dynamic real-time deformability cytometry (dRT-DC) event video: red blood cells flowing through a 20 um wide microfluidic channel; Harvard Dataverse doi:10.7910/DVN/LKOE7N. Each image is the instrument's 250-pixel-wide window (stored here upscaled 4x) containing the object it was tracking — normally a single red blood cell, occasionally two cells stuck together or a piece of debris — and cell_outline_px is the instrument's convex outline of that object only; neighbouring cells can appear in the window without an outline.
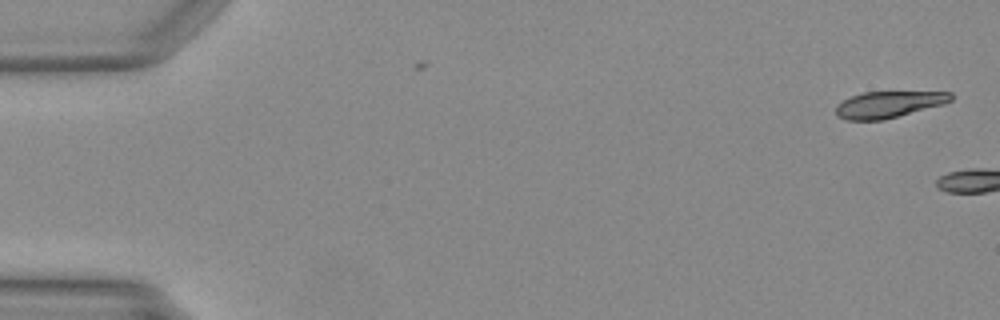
{"species": "Egyptian fruit bat (a non-hibernating species)", "species_latin": "Rousettus aegyptiacus", "temperature_condition": "warm", "stored_images_in_passage": 3, "camera_frame_rate_fps": 3000, "um_per_image_px": 0.085, "animal": {"sex": "female"}, "frame": {"image": 1, "passage_image": 1, "time_ms": 0.0, "image_size_px": [1000, 320], "cell_outline_px": [[952, 100], [944, 104], [884, 120], [844, 120], [836, 116], [836, 104], [852, 96], [864, 92], [952, 92]], "centroid_in_image_um": [75.51, 8.89], "position_along_channel_um": 9.5, "area_um2": 17.74}}